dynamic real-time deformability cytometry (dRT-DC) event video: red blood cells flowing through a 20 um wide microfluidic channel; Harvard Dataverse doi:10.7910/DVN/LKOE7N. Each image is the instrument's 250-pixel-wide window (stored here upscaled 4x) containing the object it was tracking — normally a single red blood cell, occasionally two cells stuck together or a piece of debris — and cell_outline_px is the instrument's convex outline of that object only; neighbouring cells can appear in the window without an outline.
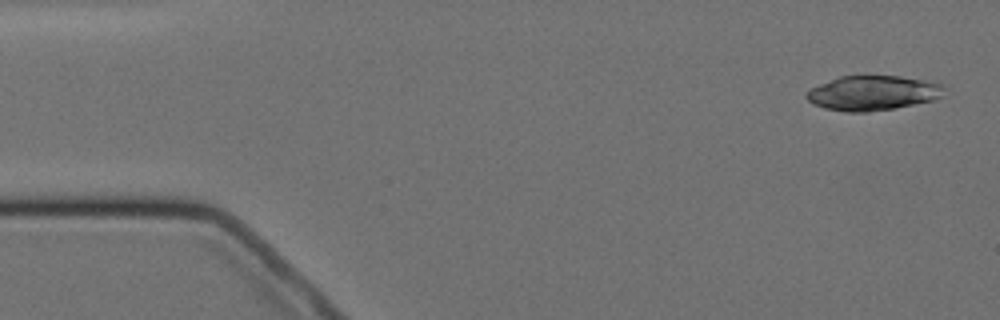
{"species": "Egyptian fruit bat (a non-hibernating species)", "species_latin": "Rousettus aegyptiacus", "temperature_condition": "cold", "stored_images_in_passage": 4, "camera_frame_rate_fps": 3000, "um_per_image_px": 0.085, "animal": {"sex": "female"}, "frame": {"image": 1, "passage_image": 1, "time_ms": 0.0, "image_size_px": [1000, 320], "cell_outline_px": [[948, 88], [940, 96], [932, 100], [892, 108], [868, 112], [848, 112], [824, 108], [812, 104], [804, 96], [804, 92], [808, 88], [840, 76], [900, 76], [936, 80], [944, 84]], "centroid_in_image_um": [74.2, 7.88], "position_along_channel_um": 10.8, "area_um2": 28.32}}
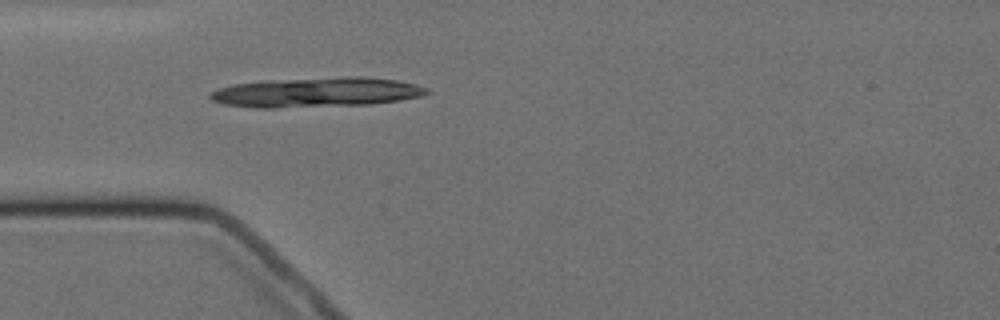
{"frame": {"image": 2, "passage_image": 4, "time_ms": 4.333, "image_size_px": [1000, 320], "cell_outline_px": [[432, 92], [420, 96], [400, 100], [372, 104], [276, 108], [256, 108], [224, 104], [212, 100], [208, 96], [208, 92], [232, 84], [264, 80], [344, 76], [360, 76], [396, 80], [416, 84], [428, 88]], "centroid_in_image_um": [26.89, 7.84], "position_along_channel_um": 58.1, "area_um2": 37.97}}